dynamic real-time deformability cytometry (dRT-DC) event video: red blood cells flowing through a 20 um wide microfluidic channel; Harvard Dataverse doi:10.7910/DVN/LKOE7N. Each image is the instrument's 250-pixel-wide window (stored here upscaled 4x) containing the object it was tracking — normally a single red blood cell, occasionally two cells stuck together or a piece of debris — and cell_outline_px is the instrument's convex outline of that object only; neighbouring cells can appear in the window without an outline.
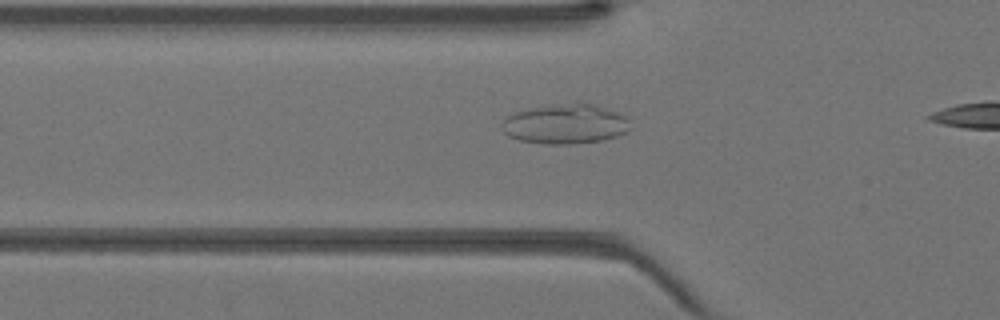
{"species": "Egyptian fruit bat (a non-hibernating species)", "species_latin": "Rousettus aegyptiacus", "temperature_condition": "warm", "stored_images_in_passage": 24, "camera_frame_rate_fps": 3000, "um_per_image_px": 0.085, "animal": {"sex": "female"}, "frame": {"image": 1, "passage_image": 3, "time_ms": 0.667, "image_size_px": [1000, 320], "cell_outline_px": [[632, 128], [616, 136], [600, 140], [572, 144], [544, 144], [520, 140], [508, 136], [500, 128], [500, 124], [508, 116], [516, 112], [532, 108], [580, 100], [620, 112], [628, 120]], "centroid_in_image_um": [48.06, 10.52], "position_along_channel_um": 77.7, "area_um2": 30.06}}
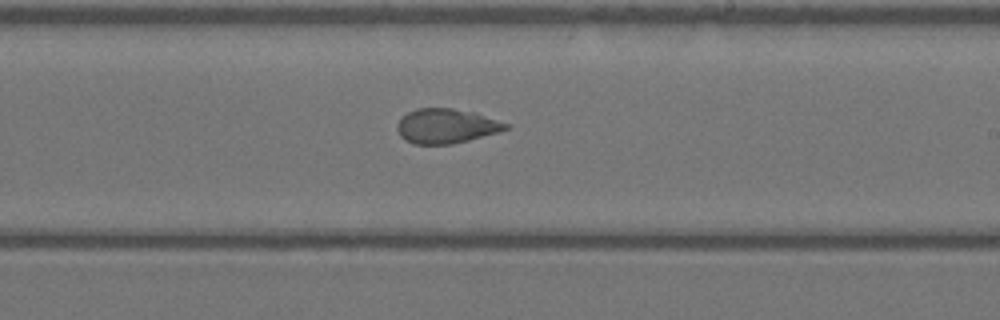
{"frame": {"image": 2, "passage_image": 14, "time_ms": 4.333, "image_size_px": [1000, 320], "cell_outline_px": [[512, 124], [508, 128], [496, 132], [468, 140], [452, 144], [412, 144], [404, 140], [400, 136], [396, 128], [396, 124], [408, 112], [416, 108], [452, 108], [476, 112]], "centroid_in_image_um": [37.93, 10.7], "position_along_channel_um": 251.1, "area_um2": 22.02}}
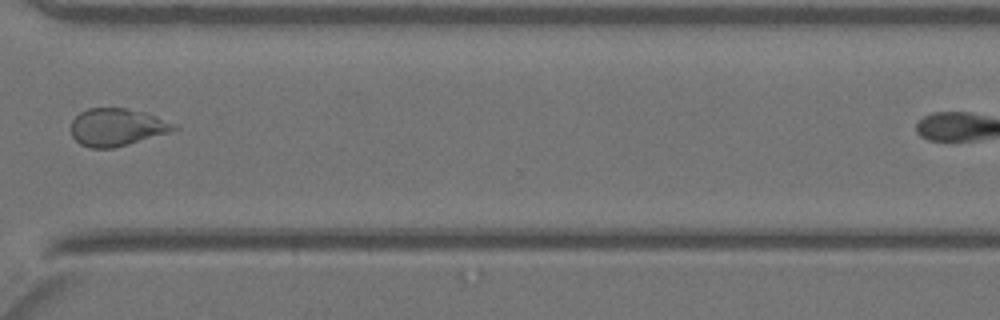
{"frame": {"image": 3, "passage_image": 21, "time_ms": 6.667, "image_size_px": [1000, 320], "cell_outline_px": [[180, 128], [168, 132], [112, 148], [88, 148], [80, 144], [72, 136], [72, 120], [80, 112], [88, 108], [124, 108], [144, 112], [180, 124]], "centroid_in_image_um": [9.95, 10.8], "position_along_channel_um": 360.7, "area_um2": 22.37}}